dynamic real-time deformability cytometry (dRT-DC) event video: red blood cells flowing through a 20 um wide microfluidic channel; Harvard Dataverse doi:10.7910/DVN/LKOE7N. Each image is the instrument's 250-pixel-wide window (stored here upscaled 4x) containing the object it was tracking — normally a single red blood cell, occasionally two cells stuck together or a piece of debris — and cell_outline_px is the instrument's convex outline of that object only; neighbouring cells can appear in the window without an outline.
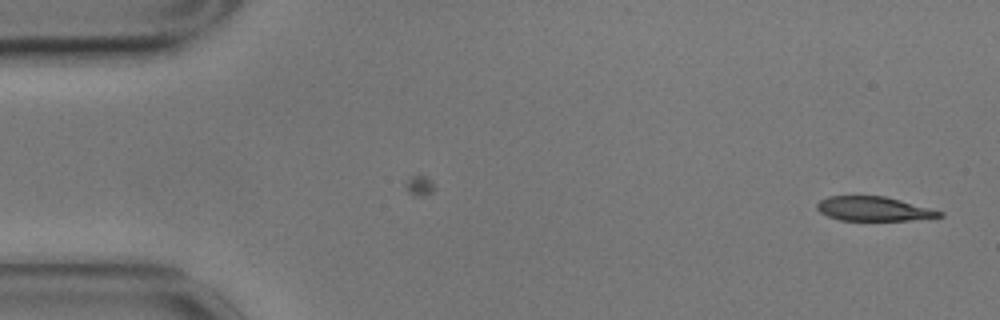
{"species": "common noctule bat (a hibernating species)", "species_latin": "Nyctalus noctula", "temperature_condition": "cold", "stored_images_in_passage": 55, "camera_frame_rate_fps": 3000, "um_per_image_px": 0.085, "animal": {"sex": "male", "body_mass_g": 17.9}, "frame": {"image": 1, "passage_image": 1, "time_ms": 0.0, "image_size_px": [1000, 320], "cell_outline_px": [[944, 216], [912, 220], [840, 220], [828, 216], [820, 212], [816, 208], [816, 204], [820, 200], [828, 196], [884, 196], [900, 200], [944, 212]], "centroid_in_image_um": [74.25, 17.75], "position_along_channel_um": 10.8, "area_um2": 17.22}}
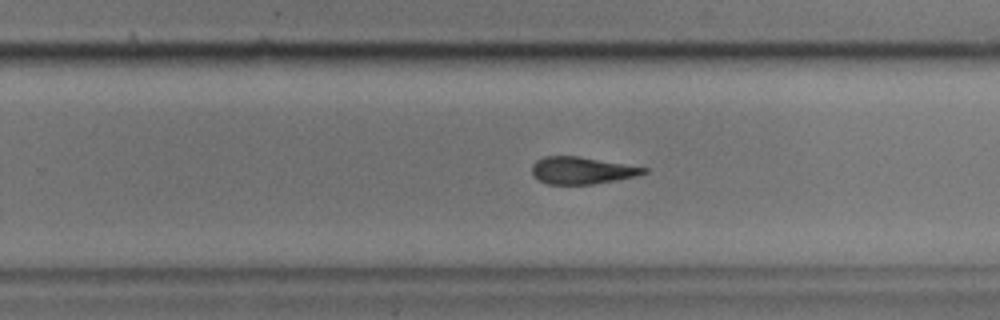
{"frame": {"image": 2, "passage_image": 34, "time_ms": 11.0, "image_size_px": [1000, 320], "cell_outline_px": [[648, 172], [636, 176], [616, 180], [592, 184], [548, 184], [532, 176], [532, 164], [536, 160], [544, 156], [580, 156], [648, 168]], "centroid_in_image_um": [49.44, 14.48], "position_along_channel_um": 280.4, "area_um2": 17.69}}
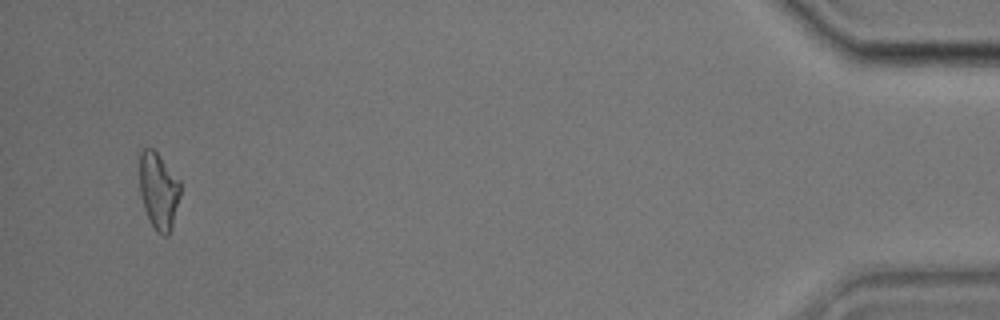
{"frame": {"image": 3, "passage_image": 53, "time_ms": 17.333, "image_size_px": [1000, 320], "cell_outline_px": [[180, 196], [172, 228], [168, 236], [164, 236], [156, 232], [148, 220], [144, 208], [140, 192], [140, 152], [144, 148], [152, 148], [156, 152], [180, 180]], "centroid_in_image_um": [13.48, 16.26], "position_along_channel_um": 421.7, "area_um2": 18.32}, "authors_computed_cell_mechanics": {"area_um2": 19.0162, "velocity_mm_per_s": 3.5003, "shape_relaxation_time_tau1_ms": 9.2977, "shape_relaxation_time_tau2_ms": 4.7947, "deformation_change_tau1": 0.2241, "deformation_change_tau2": 0.1389}}